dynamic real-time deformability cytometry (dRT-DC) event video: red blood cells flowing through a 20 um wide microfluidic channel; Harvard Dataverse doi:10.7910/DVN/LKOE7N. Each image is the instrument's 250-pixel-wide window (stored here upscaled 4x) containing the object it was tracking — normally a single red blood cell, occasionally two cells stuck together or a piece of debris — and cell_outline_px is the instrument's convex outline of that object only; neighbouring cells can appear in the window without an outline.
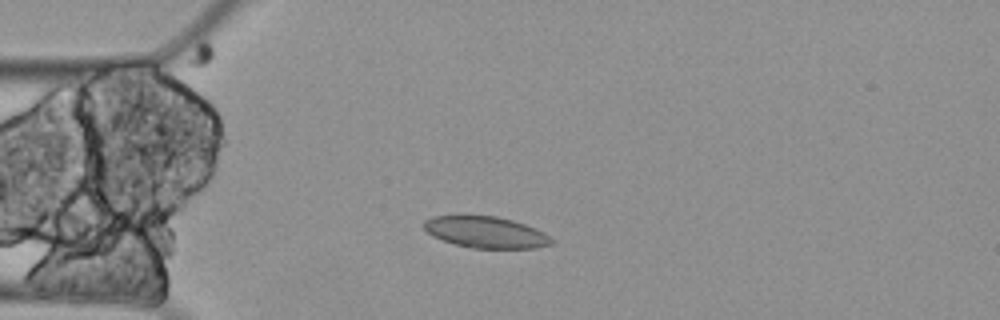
{"species": "Egyptian fruit bat (a non-hibernating species)", "species_latin": "Rousettus aegyptiacus", "temperature_condition": "cold", "stored_images_in_passage": 11, "camera_frame_rate_fps": 3000, "um_per_image_px": 0.085, "animal": {"sex": "female"}, "frame": {"image": 1, "passage_image": 4, "time_ms": 1.0, "image_size_px": [1000, 320], "cell_outline_px": [[552, 244], [536, 248], [472, 248], [456, 244], [432, 236], [424, 228], [424, 220], [432, 216], [496, 216], [512, 220], [536, 228], [544, 232], [552, 240]], "centroid_in_image_um": [41.3, 19.74], "position_along_channel_um": 43.7, "area_um2": 23.12}}
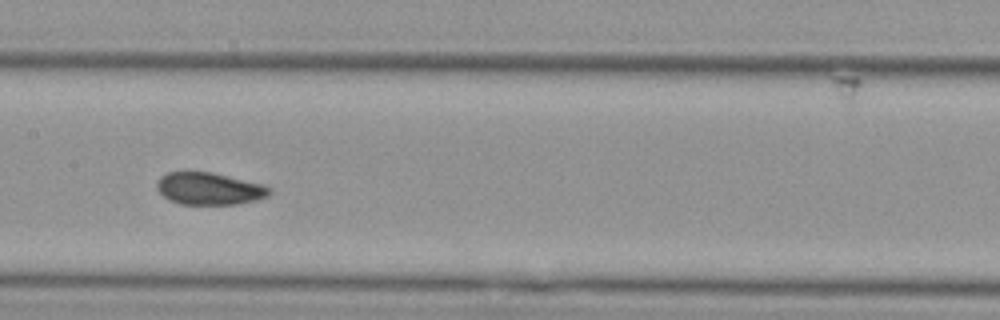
{"frame": {"image": 2, "passage_image": 8, "time_ms": 2.333, "image_size_px": [1000, 320], "cell_outline_px": [[272, 192], [268, 196], [256, 200], [236, 204], [180, 204], [168, 200], [156, 188], [156, 184], [160, 176], [168, 172], [212, 172], [264, 184], [272, 188]], "centroid_in_image_um": [17.8, 16.03], "position_along_channel_um": 189.6, "area_um2": 21.27}}
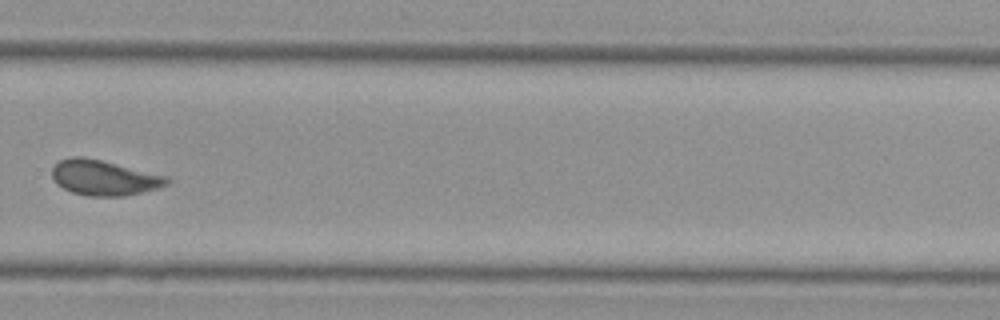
{"frame": {"image": 3, "passage_image": 11, "time_ms": 3.333, "image_size_px": [1000, 320], "cell_outline_px": [[172, 180], [168, 184], [156, 188], [124, 196], [88, 196], [72, 192], [56, 184], [52, 180], [52, 168], [60, 160], [72, 156], [84, 156], [168, 176]], "centroid_in_image_um": [8.82, 15.1], "position_along_channel_um": 321.0, "area_um2": 23.58}}